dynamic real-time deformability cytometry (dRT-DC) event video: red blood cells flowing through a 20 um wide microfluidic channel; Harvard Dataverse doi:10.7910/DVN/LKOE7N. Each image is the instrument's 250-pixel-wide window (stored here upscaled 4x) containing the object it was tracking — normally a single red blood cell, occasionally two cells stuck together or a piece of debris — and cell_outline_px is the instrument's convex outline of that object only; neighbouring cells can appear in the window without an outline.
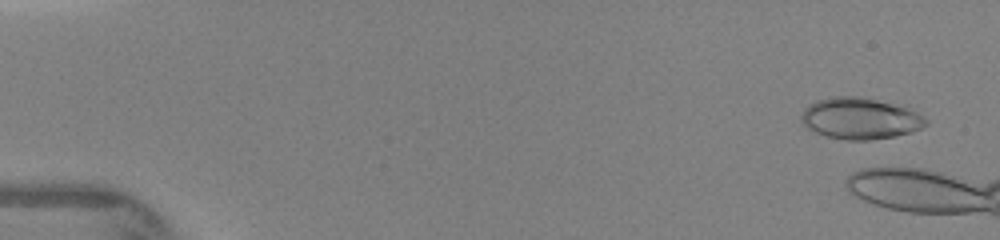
{"species": "human", "species_latin": "Homo sapiens", "temperature_condition": "warm", "stored_images_in_passage": 4, "camera_frame_rate_fps": 3000, "um_per_image_px": 0.085, "donor": {"sex": "female"}, "frame": {"image": 1, "passage_image": 1, "time_ms": 0.0, "image_size_px": [1000, 240], "cell_outline_px": [[928, 124], [912, 132], [896, 136], [868, 140], [844, 140], [828, 136], [816, 132], [808, 128], [800, 120], [800, 116], [804, 108], [808, 104], [816, 100], [836, 96], [856, 96], [908, 104], [924, 116], [928, 120]], "centroid_in_image_um": [73.19, 10.04], "position_along_channel_um": 11.8, "area_um2": 30.81}}